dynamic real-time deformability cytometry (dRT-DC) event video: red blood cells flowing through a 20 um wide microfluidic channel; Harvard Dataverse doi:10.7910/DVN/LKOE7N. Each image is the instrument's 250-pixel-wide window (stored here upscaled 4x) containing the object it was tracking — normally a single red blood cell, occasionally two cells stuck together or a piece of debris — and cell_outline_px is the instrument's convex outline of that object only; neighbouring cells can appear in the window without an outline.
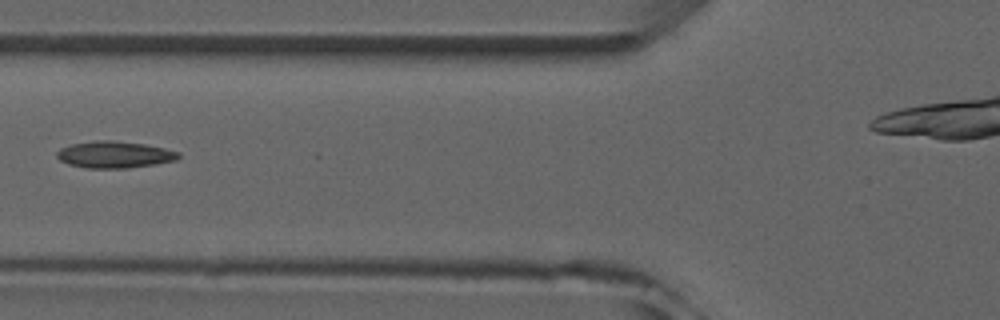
{"species": "common noctule bat (a hibernating species)", "species_latin": "Nyctalus noctula", "temperature_condition": "room temperature", "stored_images_in_passage": 6, "camera_frame_rate_fps": 3000, "um_per_image_px": 0.085, "animal": {"sex": "male", "forearm_length_mm": 52.5}, "frame": {"image": 1, "passage_image": 6, "time_ms": 6.333, "image_size_px": [1000, 320], "cell_outline_px": [[180, 156], [176, 160], [128, 168], [88, 168], [68, 164], [60, 160], [56, 156], [56, 152], [60, 148], [72, 144], [96, 140], [112, 140], [144, 144], [164, 148], [180, 152]], "centroid_in_image_um": [9.71, 13.13], "position_along_channel_um": 116.1, "area_um2": 18.84}}